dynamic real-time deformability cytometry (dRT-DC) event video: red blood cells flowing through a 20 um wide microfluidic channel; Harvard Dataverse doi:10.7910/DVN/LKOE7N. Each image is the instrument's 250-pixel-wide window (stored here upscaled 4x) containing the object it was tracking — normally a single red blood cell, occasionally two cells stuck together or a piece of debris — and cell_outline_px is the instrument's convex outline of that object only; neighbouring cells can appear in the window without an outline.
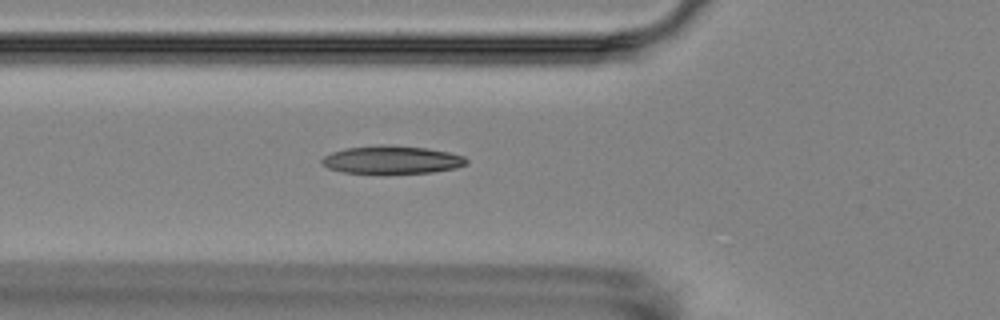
{"species": "Egyptian fruit bat (a non-hibernating species)", "species_latin": "Rousettus aegyptiacus", "temperature_condition": "room temperature", "stored_images_in_passage": 6, "camera_frame_rate_fps": 3000, "um_per_image_px": 0.085, "animal": {"sex": "female"}, "frame": {"image": 1, "passage_image": 6, "time_ms": 5.667, "image_size_px": [1000, 320], "cell_outline_px": [[468, 164], [456, 168], [432, 172], [344, 172], [328, 168], [320, 160], [324, 156], [332, 152], [348, 148], [380, 144], [428, 148], [448, 152], [464, 156], [468, 160]], "centroid_in_image_um": [33.35, 13.56], "position_along_channel_um": 92.5, "area_um2": 23.12}}